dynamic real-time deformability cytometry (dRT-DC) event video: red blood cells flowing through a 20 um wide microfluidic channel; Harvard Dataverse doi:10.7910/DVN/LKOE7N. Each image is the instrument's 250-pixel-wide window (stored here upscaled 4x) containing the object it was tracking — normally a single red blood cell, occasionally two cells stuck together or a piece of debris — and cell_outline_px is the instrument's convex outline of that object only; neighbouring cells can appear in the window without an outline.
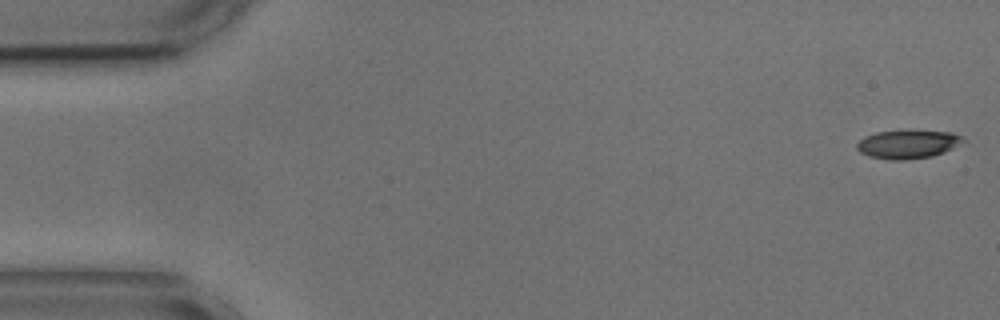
{"species": "common noctule bat (a hibernating species)", "species_latin": "Nyctalus noctula", "temperature_condition": "cold", "stored_images_in_passage": 54, "camera_frame_rate_fps": 3000, "um_per_image_px": 0.085, "animal": {"sex": "male", "body_mass_g": 17.9, "forearm_length_mm": 54.2}, "frame": {"image": 1, "passage_image": 1, "time_ms": 0.0, "image_size_px": [1000, 320], "cell_outline_px": [[964, 140], [952, 148], [944, 152], [932, 156], [904, 160], [888, 160], [868, 156], [860, 152], [856, 148], [856, 144], [864, 136], [876, 132], [952, 132], [964, 136]], "centroid_in_image_um": [77.12, 12.29], "position_along_channel_um": 7.9, "area_um2": 17.22}}
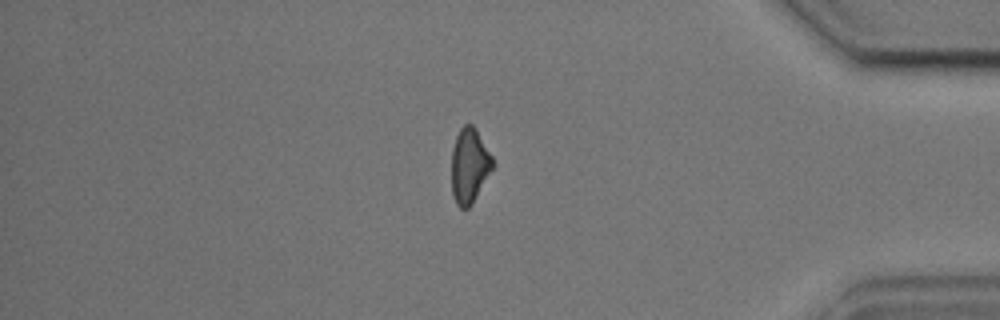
{"frame": {"image": 2, "passage_image": 46, "time_ms": 15.0, "image_size_px": [1000, 320], "cell_outline_px": [[496, 164], [472, 204], [468, 208], [460, 208], [456, 204], [452, 196], [452, 148], [456, 136], [460, 128], [464, 124], [472, 124], [492, 156]], "centroid_in_image_um": [39.9, 14.1], "position_along_channel_um": 395.3, "area_um2": 18.03}}
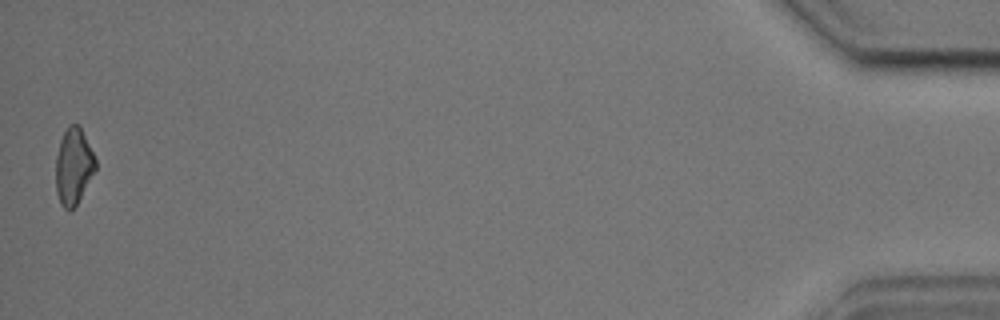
{"frame": {"image": 3, "passage_image": 54, "time_ms": 17.667, "image_size_px": [1000, 320], "cell_outline_px": [[96, 168], [76, 204], [68, 212], [60, 204], [56, 192], [56, 156], [60, 140], [68, 124], [80, 124], [96, 160]], "centroid_in_image_um": [6.23, 14.1], "position_along_channel_um": 429.0, "area_um2": 17.57}, "authors_computed_cell_mechanics": {"area_um2": 18.785, "velocity_mm_per_s": 3.6296, "shape_relaxation_time_tau1_ms": 5.2001, "shape_relaxation_time_tau2_ms": null, "deformation_change_tau1": 0.1165, "deformation_change_tau2": null}}